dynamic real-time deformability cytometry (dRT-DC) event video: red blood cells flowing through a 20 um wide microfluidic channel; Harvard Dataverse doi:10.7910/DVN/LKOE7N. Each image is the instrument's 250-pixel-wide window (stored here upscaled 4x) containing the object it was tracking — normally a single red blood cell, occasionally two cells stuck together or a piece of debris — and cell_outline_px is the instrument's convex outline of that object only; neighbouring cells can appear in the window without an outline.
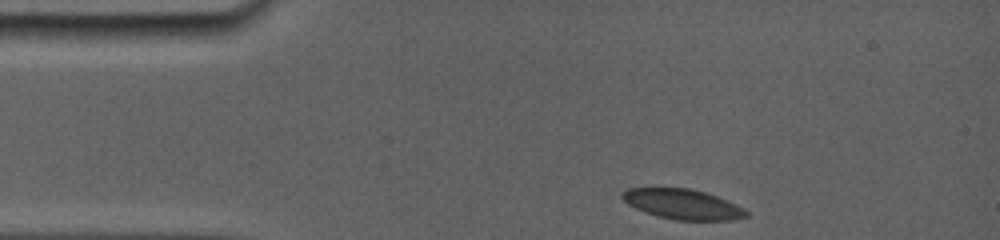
{"species": "common noctule bat (a hibernating species)", "species_latin": "Nyctalus noctula", "temperature_condition": "room temperature", "stored_images_in_passage": 13, "camera_frame_rate_fps": 5000, "um_per_image_px": 0.085, "animal": {"sex": "female", "body_mass_g": 19.0, "forearm_length_mm": 56.7}, "frame": {"image": 1, "passage_image": 1, "time_ms": 0.0, "image_size_px": [1000, 240], "cell_outline_px": [[748, 216], [732, 220], [676, 220], [644, 212], [628, 204], [620, 196], [620, 192], [628, 188], [692, 188], [728, 200], [744, 208], [748, 212]], "centroid_in_image_um": [58.03, 17.35], "position_along_channel_um": 27.0, "area_um2": 21.73}}
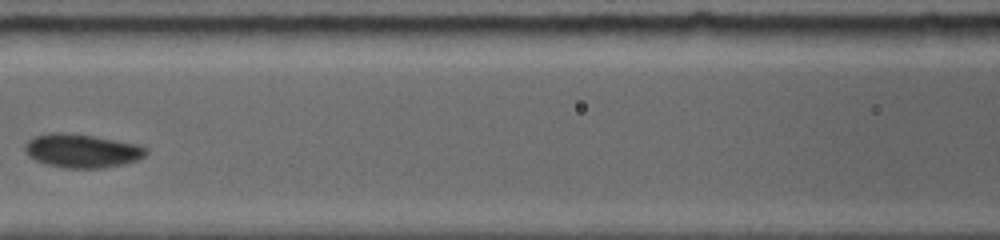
{"frame": {"image": 2, "passage_image": 8, "time_ms": 4.8, "image_size_px": [1000, 240], "cell_outline_px": [[148, 152], [144, 156], [136, 160], [124, 164], [104, 168], [64, 168], [44, 164], [28, 156], [28, 144], [36, 136], [92, 136], [132, 144], [144, 148]], "centroid_in_image_um": [7.04, 12.9], "position_along_channel_um": 159.6, "area_um2": 22.08}}
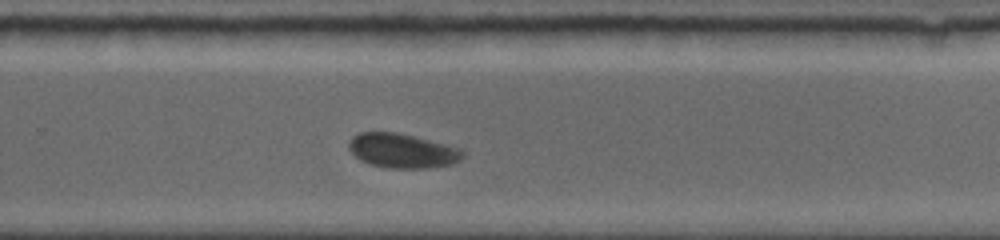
{"frame": {"image": 3, "passage_image": 13, "time_ms": 8.4, "image_size_px": [1000, 240], "cell_outline_px": [[464, 156], [460, 160], [452, 164], [428, 168], [388, 168], [372, 164], [360, 160], [348, 148], [348, 144], [352, 136], [360, 132], [396, 132], [460, 148], [464, 152]], "centroid_in_image_um": [34.19, 12.82], "position_along_channel_um": 295.6, "area_um2": 22.66}}